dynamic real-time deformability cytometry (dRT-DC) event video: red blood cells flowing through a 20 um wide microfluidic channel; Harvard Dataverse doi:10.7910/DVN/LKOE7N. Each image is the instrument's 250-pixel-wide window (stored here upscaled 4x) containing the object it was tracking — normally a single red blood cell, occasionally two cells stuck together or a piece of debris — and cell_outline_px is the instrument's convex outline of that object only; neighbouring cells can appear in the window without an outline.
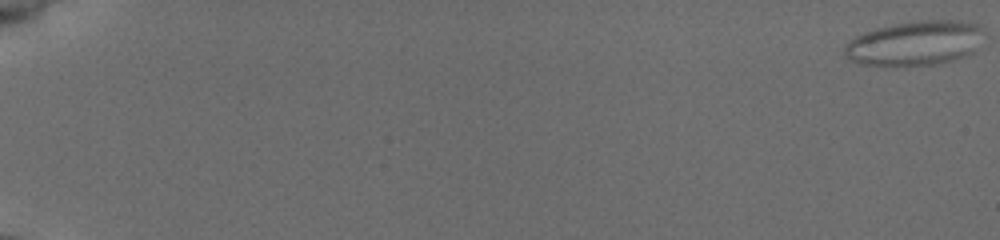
{"species": "common noctule bat (a hibernating species)", "species_latin": "Nyctalus noctula", "temperature_condition": "cold", "stored_images_in_passage": 60, "camera_frame_rate_fps": 3000, "um_per_image_px": 0.085, "animal": {"sex": "female", "body_mass_g": 19.5, "forearm_length_mm": 54.1}, "frame": {"image": 1, "passage_image": 1, "time_ms": 0.0, "image_size_px": [1000, 240], "cell_outline_px": [[972, 52], [948, 60], [932, 64], [868, 64], [856, 60], [848, 56], [844, 48], [856, 36], [880, 28], [920, 20], [948, 20], [972, 24]], "centroid_in_image_um": [77.6, 3.67], "position_along_channel_um": 7.4, "area_um2": 32.71}}
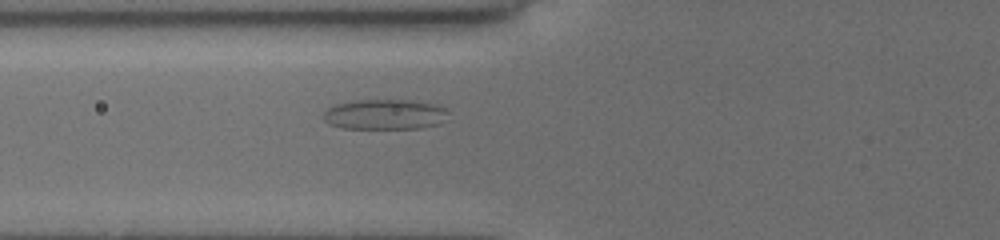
{"frame": {"image": 2, "passage_image": 26, "time_ms": 8.333, "image_size_px": [1000, 240], "cell_outline_px": [[444, 112], [440, 124], [420, 128], [344, 128], [328, 124], [324, 120], [324, 112], [328, 108], [336, 104], [356, 100], [408, 100], [436, 104], [444, 108]], "centroid_in_image_um": [32.64, 9.72], "position_along_channel_um": 93.2, "area_um2": 21.62}}
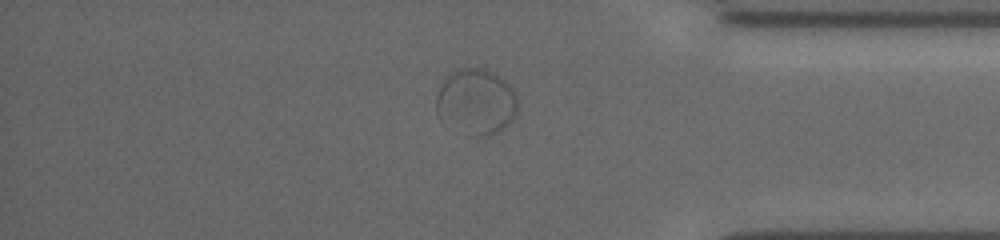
{"frame": {"image": 3, "passage_image": 52, "time_ms": 17.0, "image_size_px": [1000, 240], "cell_outline_px": [[516, 108], [512, 116], [496, 132], [488, 136], [468, 136], [440, 120], [436, 112], [436, 96], [444, 80], [456, 68], [484, 68], [500, 76], [512, 88], [516, 96]], "centroid_in_image_um": [40.4, 8.64], "position_along_channel_um": 394.8, "area_um2": 30.87}}